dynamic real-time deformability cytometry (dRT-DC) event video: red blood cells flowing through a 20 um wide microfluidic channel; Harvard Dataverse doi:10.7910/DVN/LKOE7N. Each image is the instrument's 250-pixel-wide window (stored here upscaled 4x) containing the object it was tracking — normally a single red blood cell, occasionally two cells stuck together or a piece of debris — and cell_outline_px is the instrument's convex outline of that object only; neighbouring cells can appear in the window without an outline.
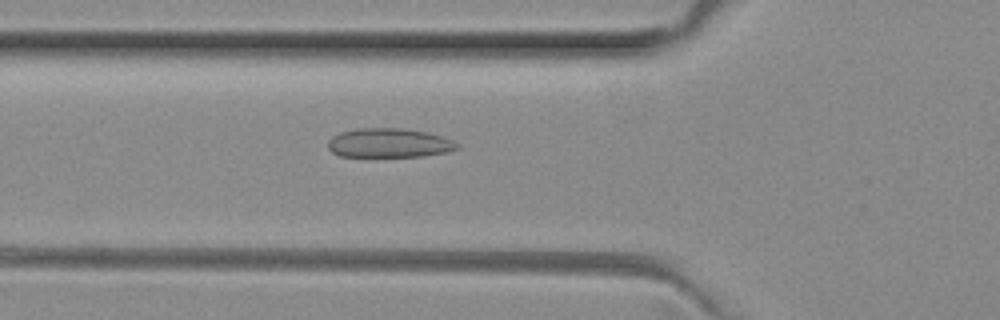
{"species": "common noctule bat (a hibernating species)", "species_latin": "Nyctalus noctula", "temperature_condition": "room temperature", "stored_images_in_passage": 50, "camera_frame_rate_fps": 3000, "um_per_image_px": 0.085, "animal": {"sex": "female", "body_mass_g": 29.2, "forearm_length_mm": 56.3}, "frame": {"image": 1, "passage_image": 18, "time_ms": 5.667, "image_size_px": [1000, 320], "cell_outline_px": [[460, 148], [444, 152], [424, 156], [340, 156], [332, 152], [328, 148], [328, 140], [332, 136], [340, 132], [360, 128], [400, 128], [424, 132], [440, 136], [452, 140], [460, 144]], "centroid_in_image_um": [33.05, 12.15], "position_along_channel_um": 92.8, "area_um2": 21.79}}
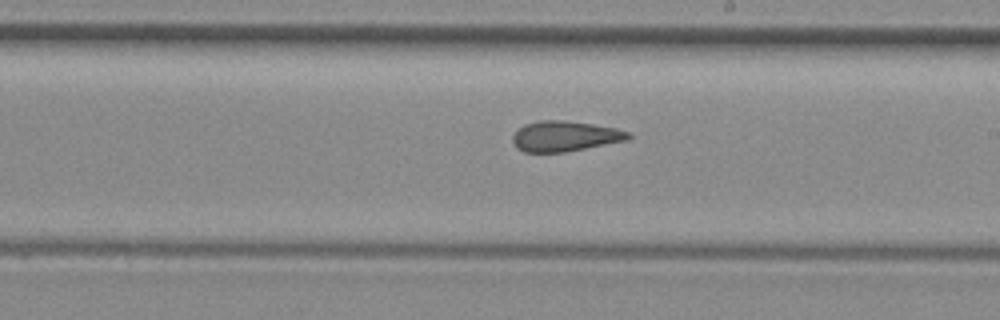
{"frame": {"image": 2, "passage_image": 29, "time_ms": 9.333, "image_size_px": [1000, 320], "cell_outline_px": [[632, 136], [628, 140], [564, 152], [524, 152], [516, 148], [512, 140], [512, 136], [524, 124], [540, 120], [564, 120], [592, 124], [616, 128], [628, 132]], "centroid_in_image_um": [48.0, 11.57], "position_along_channel_um": 241.0, "area_um2": 20.4}}
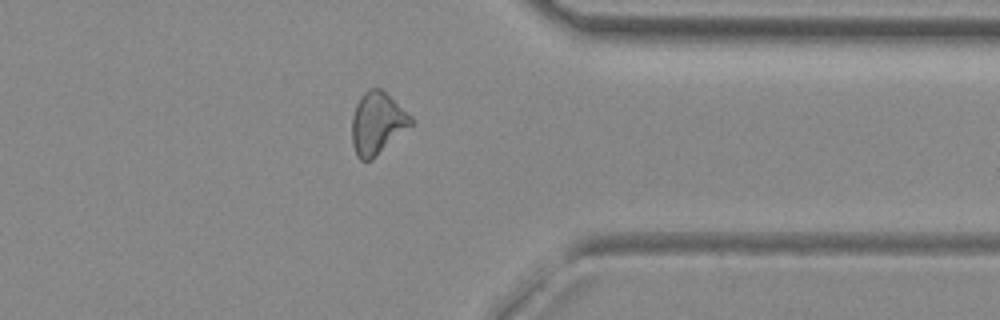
{"frame": {"image": 3, "passage_image": 40, "time_ms": 13.0, "image_size_px": [1000, 320], "cell_outline_px": [[412, 124], [372, 160], [360, 160], [356, 156], [352, 144], [352, 116], [356, 104], [360, 96], [368, 88], [380, 88], [412, 116]], "centroid_in_image_um": [32.03, 10.48], "position_along_channel_um": 379.4, "area_um2": 21.21}, "authors_computed_cell_mechanics": {"area_um2": 21.6172, "velocity_mm_per_s": 4.0287, "shape_relaxation_time_tau1_ms": null, "shape_relaxation_time_tau2_ms": 3.6722, "deformation_change_tau1": null, "deformation_change_tau2": 0.1064}}